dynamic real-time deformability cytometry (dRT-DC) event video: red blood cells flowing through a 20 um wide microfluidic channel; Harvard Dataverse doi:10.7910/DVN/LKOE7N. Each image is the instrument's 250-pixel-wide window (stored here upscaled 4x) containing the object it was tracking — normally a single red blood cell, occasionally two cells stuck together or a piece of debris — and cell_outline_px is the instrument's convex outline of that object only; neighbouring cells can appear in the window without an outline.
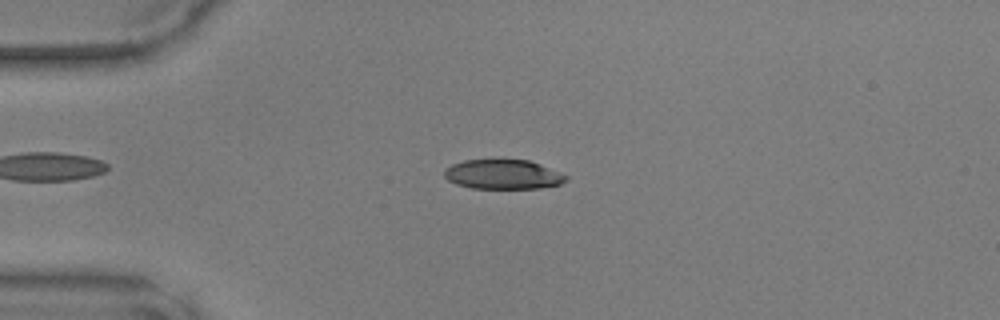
{"species": "common noctule bat (a hibernating species)", "species_latin": "Nyctalus noctula", "temperature_condition": "warm", "stored_images_in_passage": 47, "camera_frame_rate_fps": 3000, "um_per_image_px": 0.085, "animal": {"sex": "male", "body_mass_g": 17.9, "forearm_length_mm": 54.2}, "frame": {"image": 1, "passage_image": 11, "time_ms": 3.333, "image_size_px": [1000, 320], "cell_outline_px": [[568, 180], [560, 184], [540, 188], [472, 188], [456, 184], [448, 180], [444, 176], [444, 168], [452, 164], [464, 160], [528, 160], [540, 164], [568, 176]], "centroid_in_image_um": [42.74, 14.82], "position_along_channel_um": 42.3, "area_um2": 20.87}}
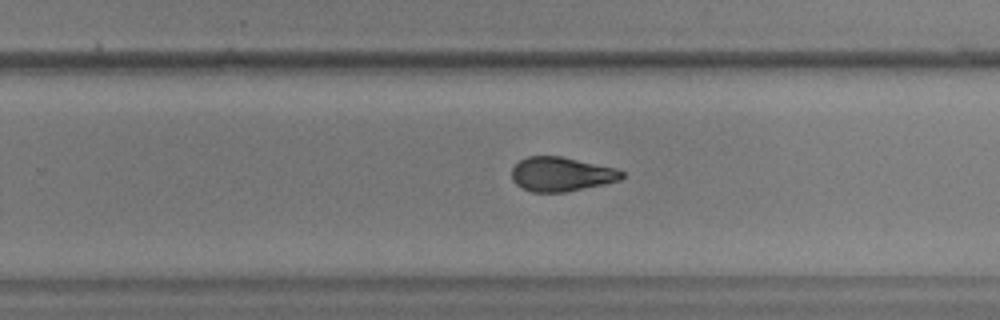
{"frame": {"image": 2, "passage_image": 30, "time_ms": 9.667, "image_size_px": [1000, 320], "cell_outline_px": [[624, 176], [620, 180], [604, 184], [564, 192], [532, 192], [516, 184], [512, 180], [512, 168], [520, 160], [528, 156], [560, 156], [616, 168], [624, 172]], "centroid_in_image_um": [47.71, 14.8], "position_along_channel_um": 282.1, "area_um2": 21.85}}
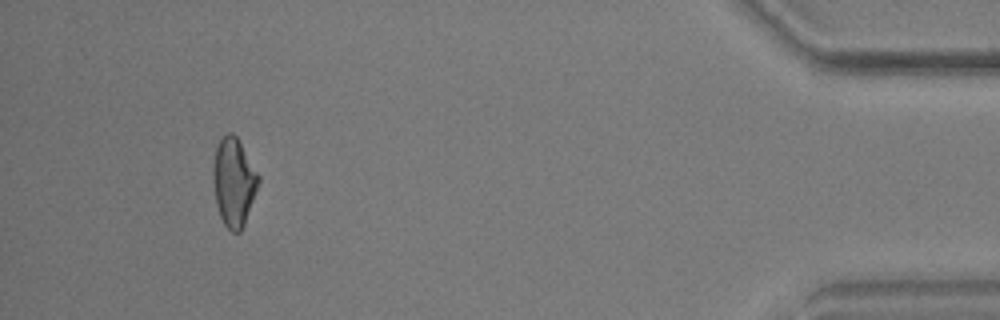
{"frame": {"image": 3, "passage_image": 44, "time_ms": 14.333, "image_size_px": [1000, 320], "cell_outline_px": [[260, 180], [244, 224], [240, 232], [232, 232], [224, 224], [220, 216], [216, 204], [212, 180], [212, 168], [216, 148], [220, 140], [228, 132], [232, 132], [236, 136], [260, 176]], "centroid_in_image_um": [19.85, 15.47], "position_along_channel_um": 415.3, "area_um2": 23.18}}